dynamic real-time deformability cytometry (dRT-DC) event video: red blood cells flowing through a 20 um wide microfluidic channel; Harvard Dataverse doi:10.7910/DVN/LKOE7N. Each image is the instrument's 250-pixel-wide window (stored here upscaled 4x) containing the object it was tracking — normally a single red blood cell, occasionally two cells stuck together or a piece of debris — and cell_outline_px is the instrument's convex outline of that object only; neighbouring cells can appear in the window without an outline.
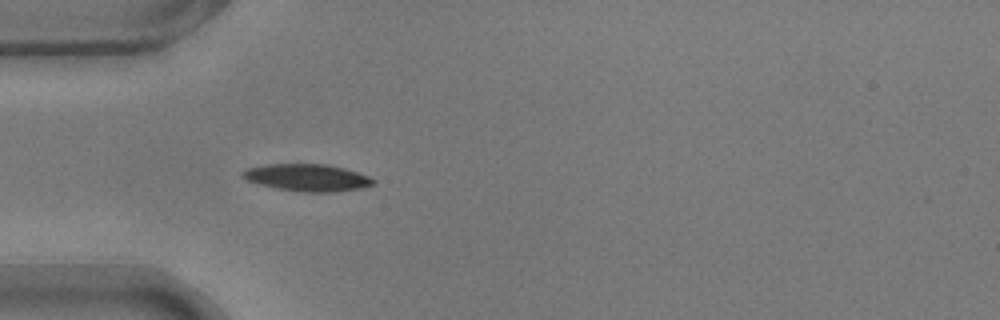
{"species": "common noctule bat (a hibernating species)", "species_latin": "Nyctalus noctula", "temperature_condition": "warm", "stored_images_in_passage": 38, "camera_frame_rate_fps": 3000, "um_per_image_px": 0.085, "animal": {"sex": "male", "body_mass_g": 17.9}, "frame": {"image": 1, "passage_image": 1, "time_ms": 0.0, "image_size_px": [1000, 320], "cell_outline_px": [[376, 184], [360, 188], [336, 192], [304, 192], [276, 188], [260, 184], [248, 180], [240, 176], [248, 168], [268, 164], [324, 164], [344, 168], [368, 176], [376, 180]], "centroid_in_image_um": [26.16, 15.1], "position_along_channel_um": 58.8, "area_um2": 20.46}}
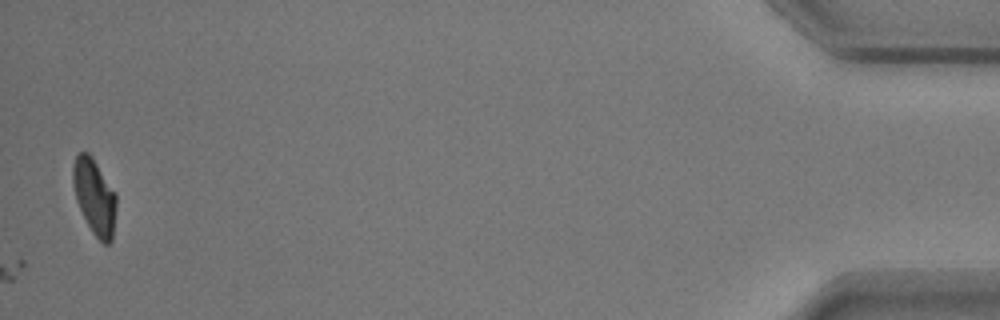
{"frame": {"image": 2, "passage_image": 38, "time_ms": 12.333, "image_size_px": [1000, 320], "cell_outline_px": [[116, 204], [112, 240], [108, 244], [104, 244], [92, 232], [76, 200], [72, 184], [72, 164], [76, 156], [80, 152], [88, 152], [92, 156], [116, 192]], "centroid_in_image_um": [8.02, 16.68], "position_along_channel_um": 427.2, "area_um2": 19.13}}